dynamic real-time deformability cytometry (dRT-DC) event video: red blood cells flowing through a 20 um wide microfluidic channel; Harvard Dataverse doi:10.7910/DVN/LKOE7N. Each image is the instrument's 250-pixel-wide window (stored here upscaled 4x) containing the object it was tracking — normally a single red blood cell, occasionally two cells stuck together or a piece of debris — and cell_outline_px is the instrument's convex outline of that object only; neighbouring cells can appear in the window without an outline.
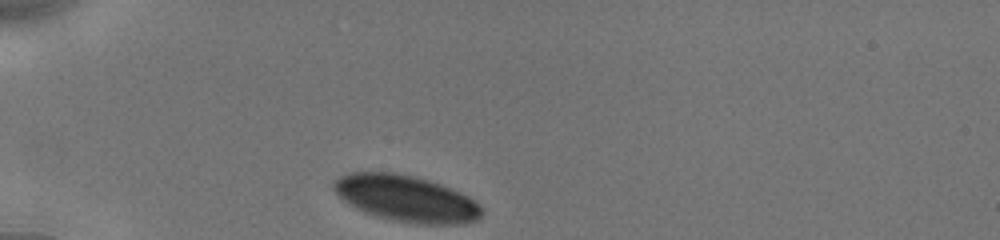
{"species": "human", "species_latin": "Homo sapiens", "temperature_condition": "cold", "stored_images_in_passage": 4, "camera_frame_rate_fps": 3000, "um_per_image_px": 0.085, "donor": {"sex": "male"}, "frame": {"image": 1, "passage_image": 1, "time_ms": 0.0, "image_size_px": [1000, 240], "cell_outline_px": [[484, 212], [476, 220], [464, 224], [416, 224], [392, 220], [376, 216], [364, 212], [356, 208], [344, 200], [332, 188], [332, 184], [340, 176], [348, 172], [396, 172], [416, 176], [440, 184], [460, 192], [468, 196], [480, 204], [484, 208]], "centroid_in_image_um": [34.55, 16.87], "position_along_channel_um": 50.5, "area_um2": 40.17}}
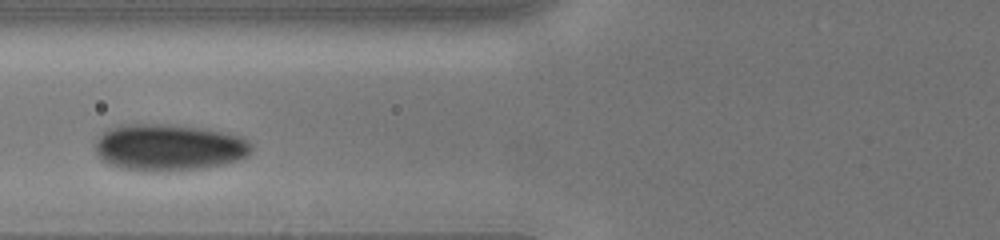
{"frame": {"image": 2, "passage_image": 3, "time_ms": 2.333, "image_size_px": [1000, 240], "cell_outline_px": [[252, 152], [248, 156], [240, 160], [208, 168], [148, 172], [120, 168], [108, 164], [96, 152], [96, 140], [100, 132], [108, 128], [120, 124], [168, 124], [208, 128], [228, 132], [244, 136], [252, 144]], "centroid_in_image_um": [14.4, 12.52], "position_along_channel_um": 111.4, "area_um2": 43.52}}
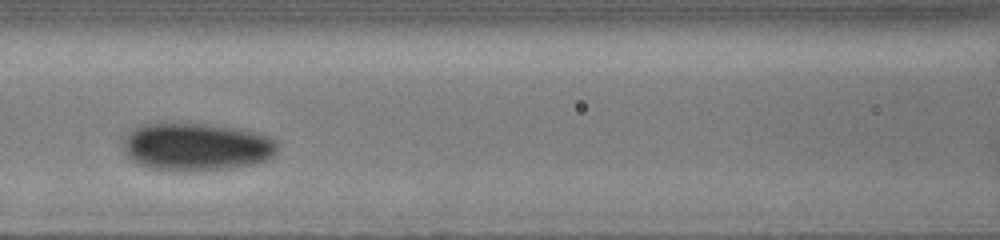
{"frame": {"image": 3, "passage_image": 4, "time_ms": 3.333, "image_size_px": [1000, 240], "cell_outline_px": [[280, 144], [276, 152], [268, 160], [252, 164], [228, 168], [192, 172], [176, 172], [148, 168], [132, 160], [128, 156], [124, 148], [124, 140], [140, 124], [204, 124], [240, 128], [256, 132], [268, 136], [276, 140]], "centroid_in_image_um": [16.75, 12.5], "position_along_channel_um": 149.8, "area_um2": 43.12}}